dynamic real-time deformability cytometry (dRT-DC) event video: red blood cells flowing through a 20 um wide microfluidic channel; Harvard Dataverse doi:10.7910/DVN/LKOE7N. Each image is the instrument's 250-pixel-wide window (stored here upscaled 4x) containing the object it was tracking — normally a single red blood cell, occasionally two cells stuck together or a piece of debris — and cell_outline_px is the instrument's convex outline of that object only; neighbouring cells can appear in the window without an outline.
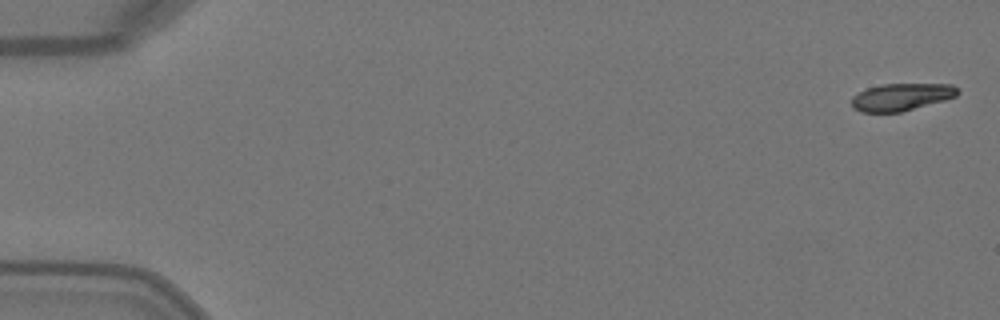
{"species": "Egyptian fruit bat (a non-hibernating species)", "species_latin": "Rousettus aegyptiacus", "temperature_condition": "warm", "stored_images_in_passage": 4, "camera_frame_rate_fps": 3000, "um_per_image_px": 0.085, "animal": {"sex": "female"}, "frame": {"image": 1, "passage_image": 1, "time_ms": 0.0, "image_size_px": [1000, 320], "cell_outline_px": [[960, 92], [956, 96], [944, 100], [900, 112], [860, 112], [852, 108], [852, 96], [868, 88], [880, 84], [952, 84], [960, 88]], "centroid_in_image_um": [76.63, 8.23], "position_along_channel_um": 8.4, "area_um2": 16.88}}
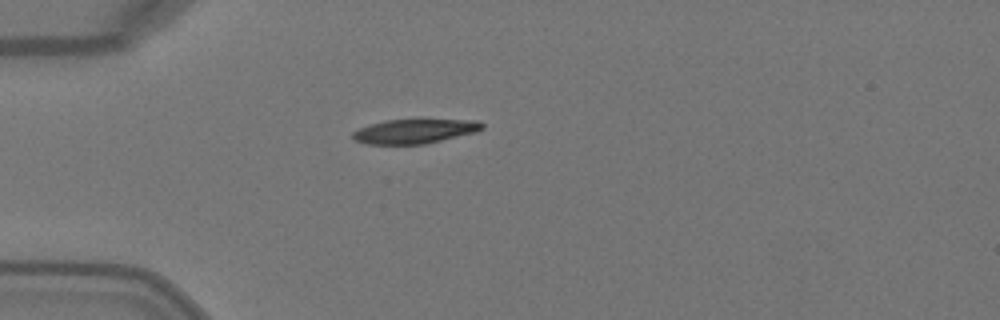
{"frame": {"image": 2, "passage_image": 4, "time_ms": 1.0, "image_size_px": [1000, 320], "cell_outline_px": [[484, 128], [476, 132], [424, 144], [368, 144], [352, 140], [352, 132], [360, 128], [372, 124], [388, 120], [480, 120], [484, 124]], "centroid_in_image_um": [35.25, 11.16], "position_along_channel_um": 49.7, "area_um2": 18.21}}